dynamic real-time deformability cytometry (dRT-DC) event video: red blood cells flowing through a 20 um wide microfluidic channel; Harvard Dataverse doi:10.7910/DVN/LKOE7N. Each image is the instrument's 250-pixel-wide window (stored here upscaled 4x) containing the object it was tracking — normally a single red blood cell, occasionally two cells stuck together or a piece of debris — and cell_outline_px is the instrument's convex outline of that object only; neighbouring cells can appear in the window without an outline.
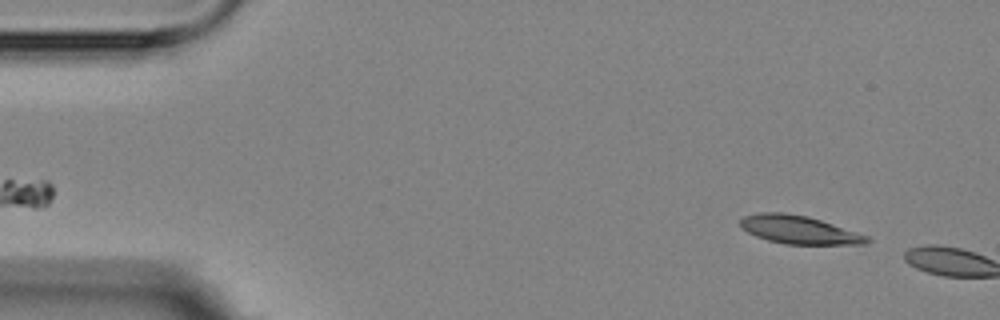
{"species": "Egyptian fruit bat (a non-hibernating species)", "species_latin": "Rousettus aegyptiacus", "temperature_condition": "room temperature", "stored_images_in_passage": 2, "camera_frame_rate_fps": 3000, "um_per_image_px": 0.085, "animal": {"sex": "female"}, "frame": {"image": 1, "passage_image": 1, "time_ms": 0.0, "image_size_px": [1000, 320], "cell_outline_px": [[872, 240], [868, 244], [784, 244], [768, 240], [756, 236], [740, 228], [740, 220], [744, 216], [760, 212], [784, 212], [808, 216], [868, 236]], "centroid_in_image_um": [67.89, 19.53], "position_along_channel_um": 17.1, "area_um2": 20.75}}